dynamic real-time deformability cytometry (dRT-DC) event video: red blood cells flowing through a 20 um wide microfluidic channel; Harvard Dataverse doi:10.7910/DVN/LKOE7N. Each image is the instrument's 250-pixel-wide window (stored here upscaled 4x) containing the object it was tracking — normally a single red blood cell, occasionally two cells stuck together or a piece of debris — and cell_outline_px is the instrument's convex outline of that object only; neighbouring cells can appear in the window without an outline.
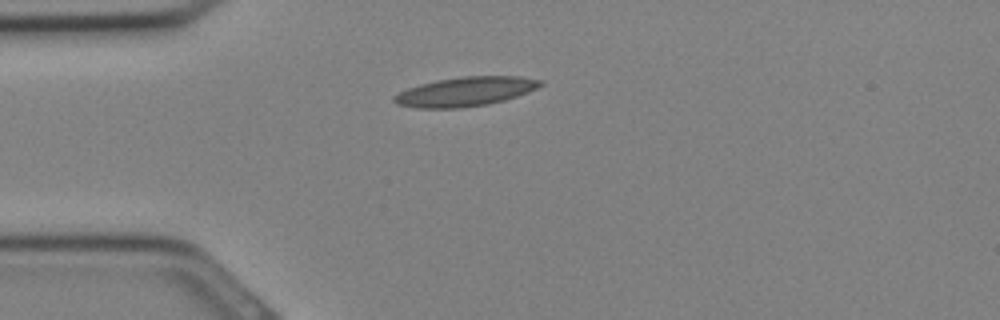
{"species": "Egyptian fruit bat (a non-hibernating species)", "species_latin": "Rousettus aegyptiacus", "temperature_condition": "cold", "stored_images_in_passage": 12, "camera_frame_rate_fps": 3000, "um_per_image_px": 0.085, "animal": {"sex": "female"}, "frame": {"image": 1, "passage_image": 1, "time_ms": 0.0, "image_size_px": [1000, 320], "cell_outline_px": [[544, 84], [528, 92], [504, 100], [488, 104], [460, 108], [416, 108], [396, 104], [392, 100], [392, 96], [408, 88], [420, 84], [436, 80], [460, 76], [520, 76], [544, 80]], "centroid_in_image_um": [39.55, 7.78], "position_along_channel_um": 45.4, "area_um2": 25.09}}
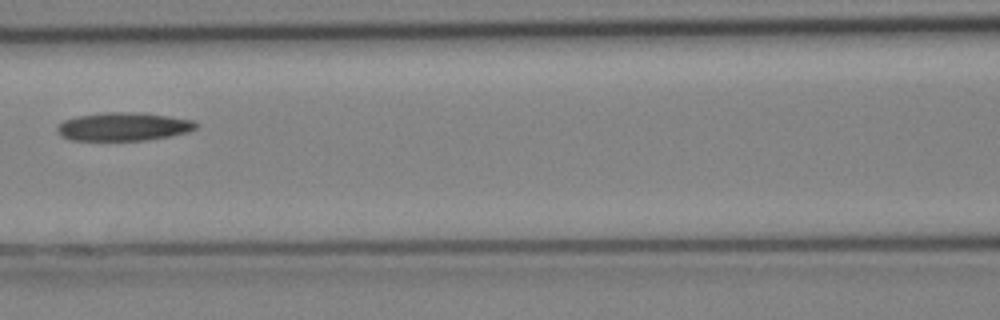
{"frame": {"image": 2, "passage_image": 7, "time_ms": 2.0, "image_size_px": [1000, 320], "cell_outline_px": [[200, 124], [196, 128], [188, 132], [148, 140], [72, 140], [60, 136], [56, 132], [56, 128], [64, 120], [76, 116], [108, 112], [140, 112], [168, 116], [192, 120]], "centroid_in_image_um": [10.49, 10.76], "position_along_channel_um": 156.1, "area_um2": 22.95}}
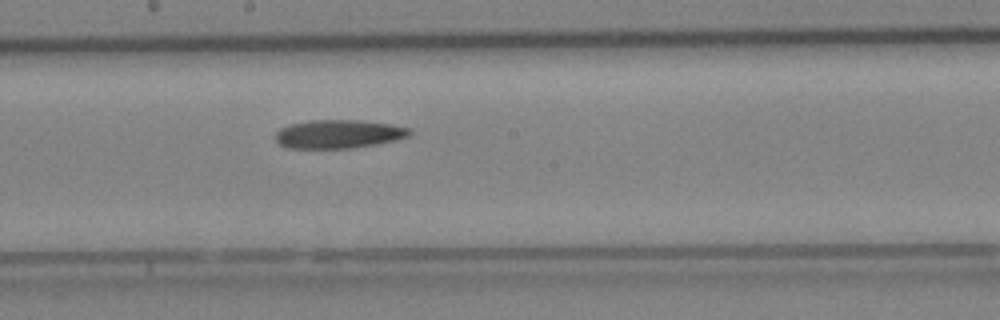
{"frame": {"image": 3, "passage_image": 10, "time_ms": 3.0, "image_size_px": [1000, 320], "cell_outline_px": [[412, 132], [408, 136], [396, 140], [376, 144], [352, 148], [288, 148], [280, 144], [276, 140], [276, 132], [280, 128], [288, 124], [308, 120], [360, 120], [388, 124], [408, 128]], "centroid_in_image_um": [28.74, 11.39], "position_along_channel_um": 219.5, "area_um2": 22.25}}